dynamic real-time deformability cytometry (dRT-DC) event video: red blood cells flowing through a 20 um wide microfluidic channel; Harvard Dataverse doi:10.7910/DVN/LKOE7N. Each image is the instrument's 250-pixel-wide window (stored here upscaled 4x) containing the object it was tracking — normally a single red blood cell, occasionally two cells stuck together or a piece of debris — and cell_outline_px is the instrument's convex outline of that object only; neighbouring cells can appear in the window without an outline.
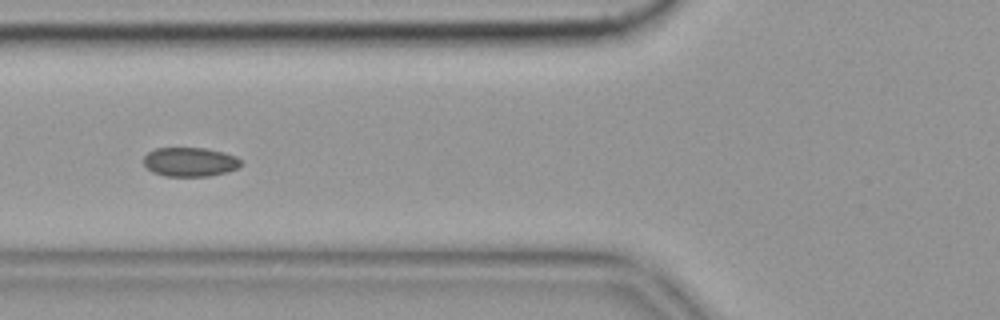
{"species": "common noctule bat (a hibernating species)", "species_latin": "Nyctalus noctula", "temperature_condition": "cold", "stored_images_in_passage": 37, "camera_frame_rate_fps": 3000, "um_per_image_px": 0.085, "animal": {"sex": "female", "body_mass_g": 19.9}, "frame": {"image": 1, "passage_image": 6, "time_ms": 1.667, "image_size_px": [1000, 320], "cell_outline_px": [[244, 164], [228, 172], [208, 176], [164, 176], [152, 172], [144, 164], [144, 156], [148, 152], [156, 148], [204, 148], [224, 152], [236, 156]], "centroid_in_image_um": [16.16, 13.76], "position_along_channel_um": 109.6, "area_um2": 16.59}, "authors_computed_cell_mechanics": {"area_um2": 16.6464, "velocity_mm_per_s": 3.5143, "shape_relaxation_time_tau1_ms": null, "shape_relaxation_time_tau2_ms": 7.9721, "deformation_change_tau1": null, "deformation_change_tau2": 0.0873}}